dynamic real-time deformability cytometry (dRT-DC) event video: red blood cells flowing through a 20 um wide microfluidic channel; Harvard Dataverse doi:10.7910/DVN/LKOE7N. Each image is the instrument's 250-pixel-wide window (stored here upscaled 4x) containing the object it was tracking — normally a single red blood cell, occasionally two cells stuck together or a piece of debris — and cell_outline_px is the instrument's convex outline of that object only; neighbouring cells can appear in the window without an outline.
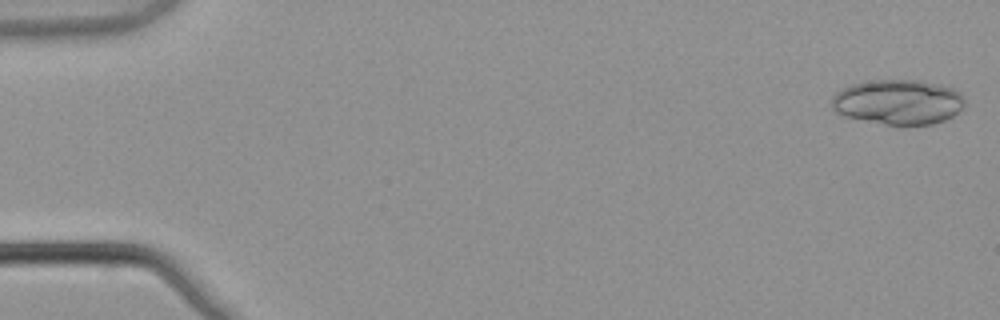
{"species": "common noctule bat (a hibernating species)", "species_latin": "Nyctalus noctula", "temperature_condition": "warm", "stored_images_in_passage": 5, "camera_frame_rate_fps": 3000, "um_per_image_px": 0.085, "animal": {"sex": "male", "body_mass_g": 21.5, "forearm_length_mm": 52.0}, "frame": {"image": 1, "passage_image": 1, "time_ms": 0.0, "image_size_px": [1000, 320], "cell_outline_px": [[964, 104], [952, 116], [944, 120], [932, 124], [884, 124], [844, 116], [836, 112], [832, 108], [832, 96], [836, 92], [852, 84], [872, 80], [920, 80], [940, 84], [956, 88], [964, 96]], "centroid_in_image_um": [76.35, 8.65], "position_along_channel_um": 8.7, "area_um2": 34.8}}